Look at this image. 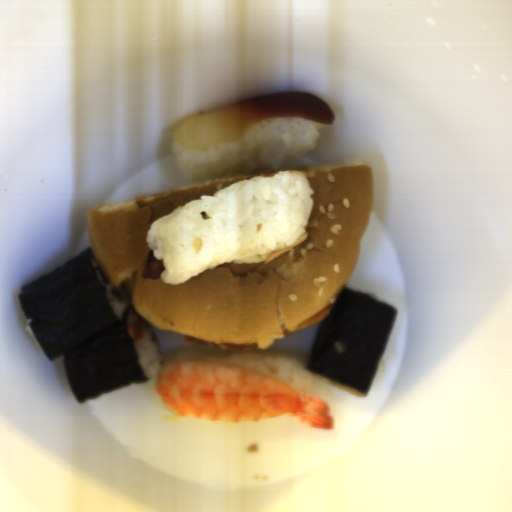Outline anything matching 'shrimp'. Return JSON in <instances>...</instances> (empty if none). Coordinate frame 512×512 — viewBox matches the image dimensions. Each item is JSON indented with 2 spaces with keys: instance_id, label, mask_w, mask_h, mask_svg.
<instances>
[{
  "instance_id": "shrimp-1",
  "label": "shrimp",
  "mask_w": 512,
  "mask_h": 512,
  "mask_svg": "<svg viewBox=\"0 0 512 512\" xmlns=\"http://www.w3.org/2000/svg\"><path fill=\"white\" fill-rule=\"evenodd\" d=\"M152 392L167 411L214 422H251L297 416L313 428L333 429L321 398L258 371L208 361L160 365Z\"/></svg>"
}]
</instances>
